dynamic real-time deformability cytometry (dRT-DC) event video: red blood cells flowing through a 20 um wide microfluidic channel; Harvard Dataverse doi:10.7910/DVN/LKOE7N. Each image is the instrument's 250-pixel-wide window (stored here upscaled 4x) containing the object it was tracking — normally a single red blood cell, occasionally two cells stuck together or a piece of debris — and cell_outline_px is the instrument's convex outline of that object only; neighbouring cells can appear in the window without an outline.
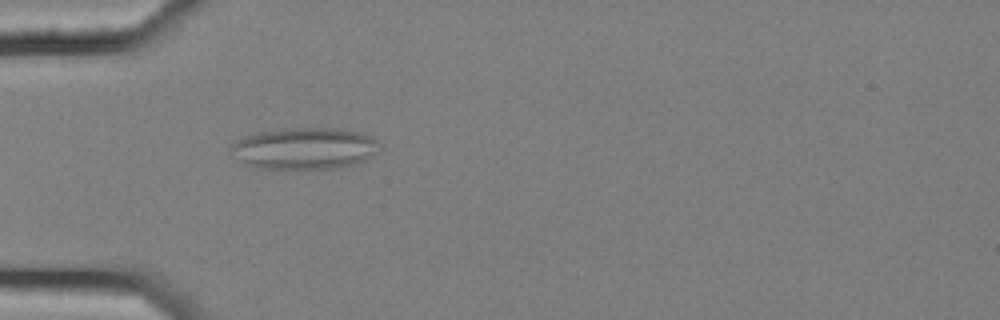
{"species": "common noctule bat (a hibernating species)", "species_latin": "Nyctalus noctula", "temperature_condition": "cold", "stored_images_in_passage": 4, "camera_frame_rate_fps": 3000, "um_per_image_px": 0.085, "animal": {"sex": "female", "body_mass_g": 25.1}, "frame": {"image": 1, "passage_image": 4, "time_ms": 1.0, "image_size_px": [1000, 320], "cell_outline_px": [[380, 152], [364, 160], [352, 164], [328, 168], [260, 168], [244, 164], [228, 152], [228, 148], [236, 140], [244, 136], [260, 132], [292, 128], [340, 128], [360, 132], [372, 136], [380, 144]], "centroid_in_image_um": [25.87, 12.6], "position_along_channel_um": 59.1, "area_um2": 36.13}}